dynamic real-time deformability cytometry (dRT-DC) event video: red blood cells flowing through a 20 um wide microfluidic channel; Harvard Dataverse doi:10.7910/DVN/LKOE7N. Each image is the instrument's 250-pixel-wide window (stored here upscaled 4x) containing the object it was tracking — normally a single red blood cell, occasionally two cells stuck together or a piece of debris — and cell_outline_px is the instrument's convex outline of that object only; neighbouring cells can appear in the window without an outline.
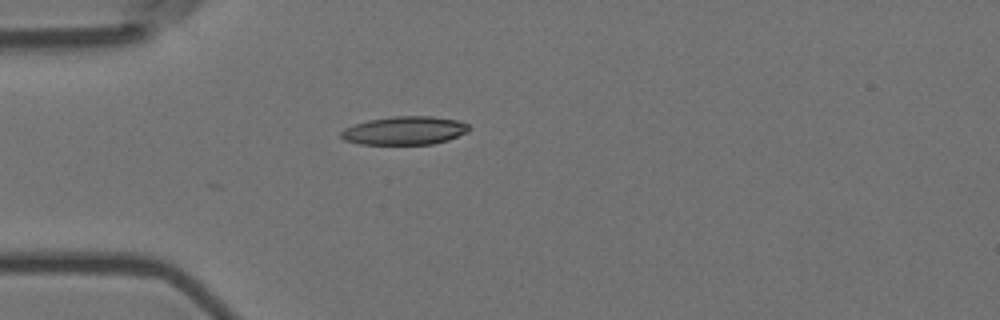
{"species": "Egyptian fruit bat (a non-hibernating species)", "species_latin": "Rousettus aegyptiacus", "temperature_condition": "room temperature", "stored_images_in_passage": 3, "camera_frame_rate_fps": 3000, "um_per_image_px": 0.085, "animal": {"sex": "female"}, "frame": {"image": 1, "passage_image": 3, "time_ms": 0.667, "image_size_px": [1000, 320], "cell_outline_px": [[468, 132], [448, 140], [432, 144], [360, 144], [344, 140], [340, 136], [340, 132], [344, 128], [368, 120], [392, 116], [432, 116], [460, 120], [468, 124]], "centroid_in_image_um": [34.4, 11.09], "position_along_channel_um": 50.6, "area_um2": 21.21}}